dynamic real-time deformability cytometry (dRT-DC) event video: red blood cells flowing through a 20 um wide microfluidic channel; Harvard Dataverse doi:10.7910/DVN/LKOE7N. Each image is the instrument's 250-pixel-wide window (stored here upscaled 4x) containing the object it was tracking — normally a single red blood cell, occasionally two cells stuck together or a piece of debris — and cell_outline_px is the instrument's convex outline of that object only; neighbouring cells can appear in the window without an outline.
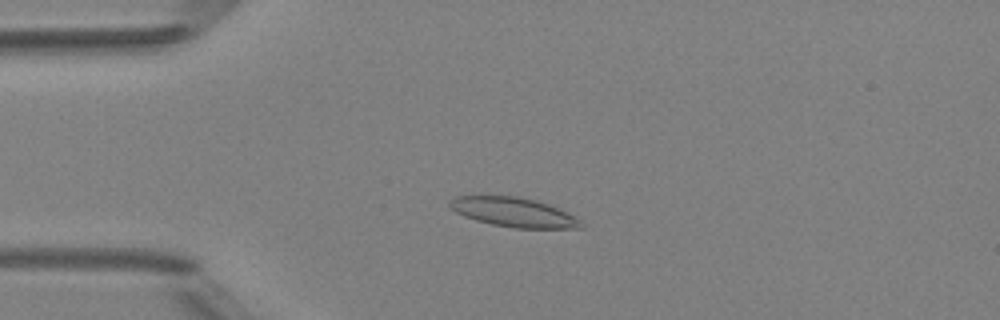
{"species": "Egyptian fruit bat (a non-hibernating species)", "species_latin": "Rousettus aegyptiacus", "temperature_condition": "room temperature", "stored_images_in_passage": 49, "camera_frame_rate_fps": 3000, "um_per_image_px": 0.085, "animal": {"sex": "female"}, "frame": {"image": 1, "passage_image": 12, "time_ms": 3.667, "image_size_px": [1000, 320], "cell_outline_px": [[584, 228], [516, 228], [492, 224], [476, 220], [464, 216], [456, 212], [448, 204], [448, 200], [456, 196], [476, 192], [516, 196], [536, 200], [548, 204], [580, 220], [584, 224]], "centroid_in_image_um": [43.54, 17.98], "position_along_channel_um": 41.5, "area_um2": 23.06}}
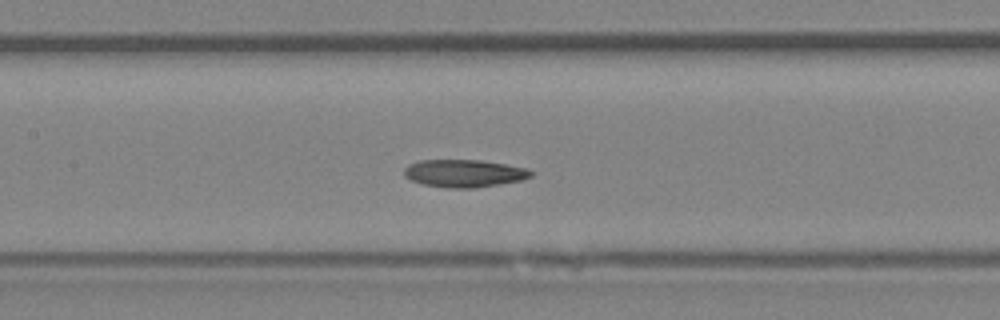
{"frame": {"image": 2, "passage_image": 23, "time_ms": 7.333, "image_size_px": [1000, 320], "cell_outline_px": [[532, 176], [520, 180], [476, 188], [448, 188], [424, 184], [412, 180], [404, 176], [404, 168], [408, 164], [420, 160], [480, 160], [528, 168], [532, 172]], "centroid_in_image_um": [39.43, 14.73], "position_along_channel_um": 168.0, "area_um2": 20.29}}
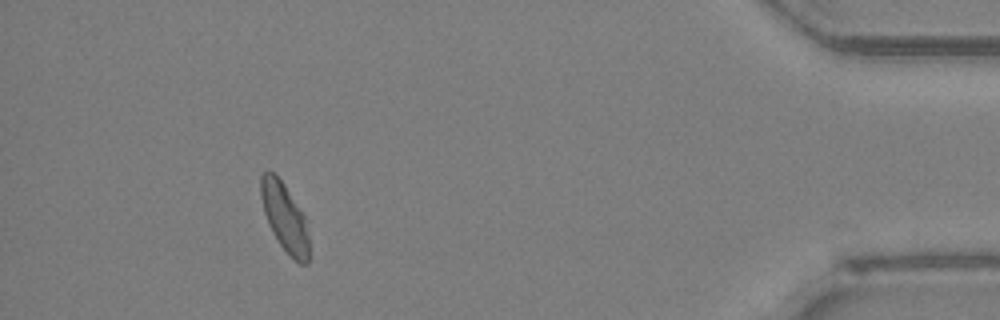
{"frame": {"image": 3, "passage_image": 45, "time_ms": 14.667, "image_size_px": [1000, 320], "cell_outline_px": [[308, 264], [300, 264], [292, 260], [280, 244], [272, 232], [268, 224], [264, 212], [260, 196], [260, 176], [268, 168], [284, 184], [304, 216], [308, 236]], "centroid_in_image_um": [24.17, 18.48], "position_along_channel_um": 411.0, "area_um2": 19.07}, "authors_computed_cell_mechanics": {"area_um2": 20.1144, "velocity_mm_per_s": 4.1392, "shape_relaxation_time_tau1_ms": 10.8916, "shape_relaxation_time_tau2_ms": 2.1228, "deformation_change_tau1": 0.2138, "deformation_change_tau2": 0.0723}}